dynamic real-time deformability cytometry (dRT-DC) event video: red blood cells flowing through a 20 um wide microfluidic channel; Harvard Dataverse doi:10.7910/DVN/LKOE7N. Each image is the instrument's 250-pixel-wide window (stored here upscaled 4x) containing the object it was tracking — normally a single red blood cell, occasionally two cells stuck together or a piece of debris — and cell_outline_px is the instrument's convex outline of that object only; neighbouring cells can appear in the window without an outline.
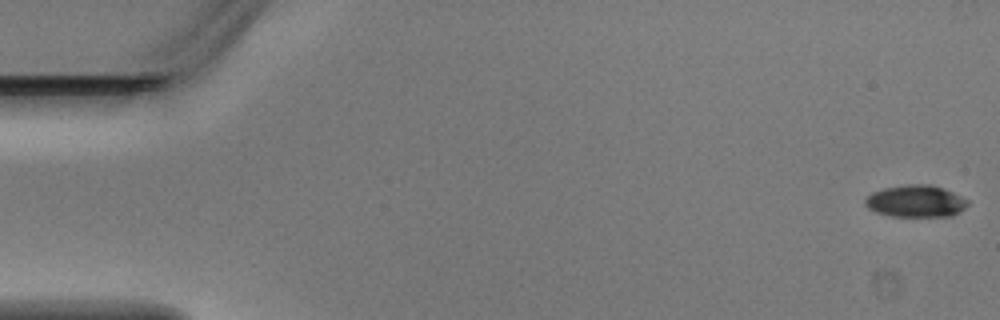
{"species": "Egyptian fruit bat (a non-hibernating species)", "species_latin": "Rousettus aegyptiacus", "temperature_condition": "warm", "stored_images_in_passage": 7, "camera_frame_rate_fps": 3000, "um_per_image_px": 0.085, "animal": {"sex": "male"}, "frame": {"image": 1, "passage_image": 1, "time_ms": 0.0, "image_size_px": [1000, 320], "cell_outline_px": [[968, 204], [960, 212], [952, 216], [892, 216], [876, 212], [868, 208], [864, 204], [864, 200], [872, 192], [884, 188], [904, 184], [932, 184], [944, 188], [968, 200]], "centroid_in_image_um": [77.83, 17.09], "position_along_channel_um": 7.2, "area_um2": 19.19}}
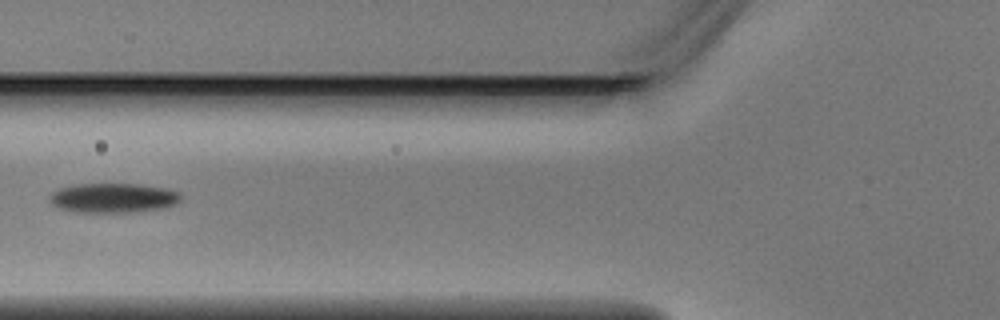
{"frame": {"image": 2, "passage_image": 6, "time_ms": 1.667, "image_size_px": [1000, 320], "cell_outline_px": [[180, 200], [176, 204], [164, 208], [132, 212], [76, 212], [60, 208], [52, 204], [48, 200], [48, 196], [56, 188], [72, 184], [140, 184], [168, 188], [180, 192]], "centroid_in_image_um": [9.6, 16.81], "position_along_channel_um": 116.2, "area_um2": 22.95}}
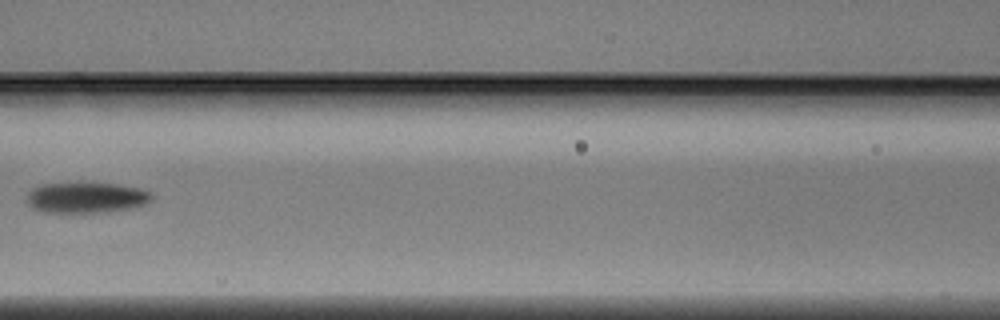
{"frame": {"image": 3, "passage_image": 7, "time_ms": 2.0, "image_size_px": [1000, 320], "cell_outline_px": [[152, 200], [144, 204], [128, 208], [108, 212], [48, 212], [32, 208], [28, 204], [28, 192], [32, 188], [44, 184], [84, 180], [140, 188], [152, 192]], "centroid_in_image_um": [7.32, 16.75], "position_along_channel_um": 159.3, "area_um2": 22.83}}